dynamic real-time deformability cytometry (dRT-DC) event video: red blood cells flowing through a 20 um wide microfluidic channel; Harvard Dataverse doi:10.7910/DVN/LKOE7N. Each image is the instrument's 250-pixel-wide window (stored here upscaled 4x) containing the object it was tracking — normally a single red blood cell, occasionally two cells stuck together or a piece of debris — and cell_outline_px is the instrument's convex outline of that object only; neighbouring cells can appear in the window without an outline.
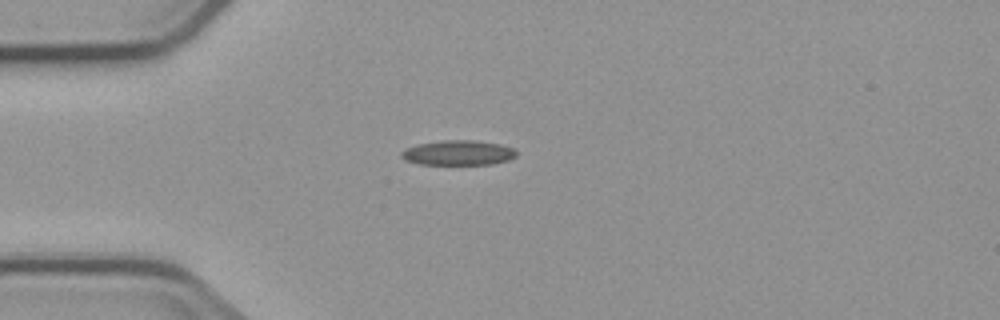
{"species": "common noctule bat (a hibernating species)", "species_latin": "Nyctalus noctula", "temperature_condition": "cold", "stored_images_in_passage": 3, "camera_frame_rate_fps": 3000, "um_per_image_px": 0.085, "animal": {"sex": "male", "body_mass_g": 23.1, "forearm_length_mm": 52.7}, "frame": {"image": 1, "passage_image": 1, "time_ms": 0.0, "image_size_px": [1000, 320], "cell_outline_px": [[516, 156], [508, 160], [492, 164], [420, 164], [408, 160], [400, 156], [400, 152], [416, 144], [444, 140], [476, 140], [500, 144], [512, 148], [516, 152]], "centroid_in_image_um": [38.96, 12.98], "position_along_channel_um": 46.0, "area_um2": 16.53}}
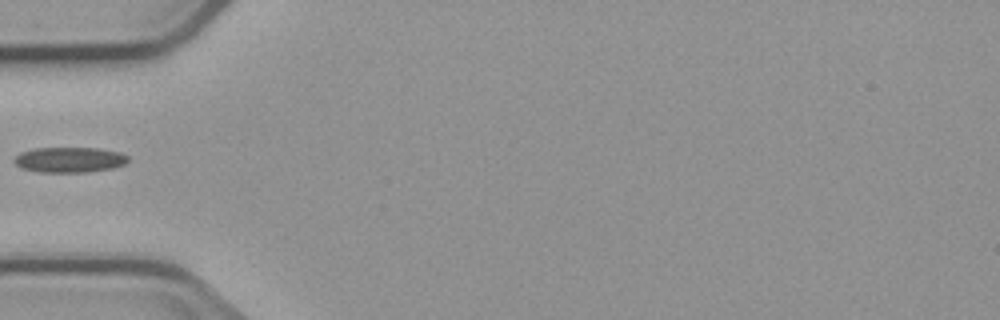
{"frame": {"image": 2, "passage_image": 2, "time_ms": 1.333, "image_size_px": [1000, 320], "cell_outline_px": [[128, 160], [124, 164], [112, 168], [84, 172], [44, 172], [24, 168], [16, 164], [12, 160], [20, 152], [36, 148], [96, 148], [120, 152], [128, 156]], "centroid_in_image_um": [5.91, 13.57], "position_along_channel_um": 79.1, "area_um2": 16.59}}
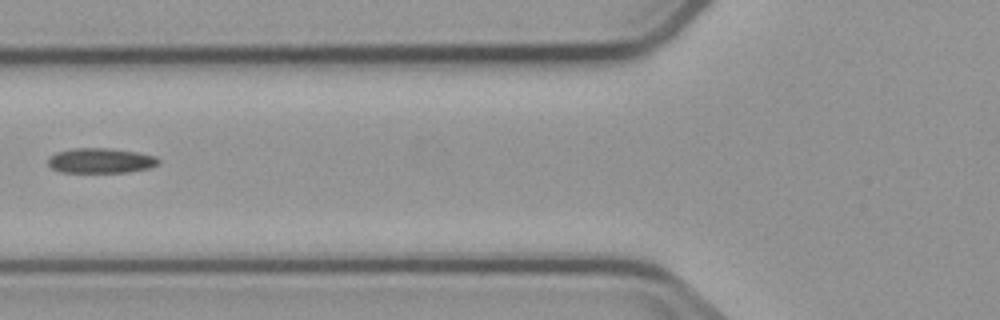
{"frame": {"image": 3, "passage_image": 3, "time_ms": 2.333, "image_size_px": [1000, 320], "cell_outline_px": [[160, 160], [156, 164], [148, 168], [124, 172], [60, 172], [52, 168], [48, 164], [48, 156], [56, 152], [72, 148], [112, 148], [136, 152], [156, 156]], "centroid_in_image_um": [8.51, 13.64], "position_along_channel_um": 117.3, "area_um2": 16.07}}